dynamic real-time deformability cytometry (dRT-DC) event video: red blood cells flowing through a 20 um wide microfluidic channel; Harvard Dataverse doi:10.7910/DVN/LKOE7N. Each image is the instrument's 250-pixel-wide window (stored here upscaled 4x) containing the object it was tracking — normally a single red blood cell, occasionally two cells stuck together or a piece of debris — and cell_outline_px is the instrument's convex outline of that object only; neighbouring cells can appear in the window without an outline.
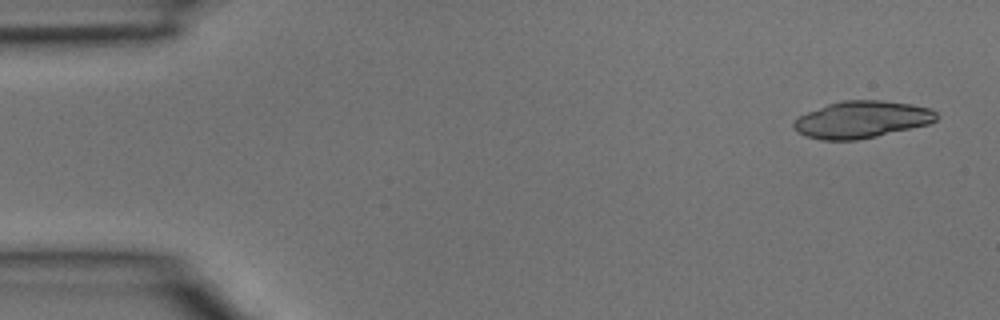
{"species": "common noctule bat (a hibernating species)", "species_latin": "Nyctalus noctula", "temperature_condition": "room temperature", "stored_images_in_passage": 6, "camera_frame_rate_fps": 3000, "um_per_image_px": 0.085, "animal": {"sex": "male", "body_mass_g": 15.6}, "frame": {"image": 1, "passage_image": 1, "time_ms": 0.0, "image_size_px": [1000, 320], "cell_outline_px": [[936, 120], [928, 124], [876, 136], [856, 140], [820, 140], [804, 136], [792, 124], [800, 116], [808, 112], [828, 104], [840, 100], [884, 100], [912, 104], [932, 108], [936, 112]], "centroid_in_image_um": [73.27, 10.15], "position_along_channel_um": 11.7, "area_um2": 30.58}}